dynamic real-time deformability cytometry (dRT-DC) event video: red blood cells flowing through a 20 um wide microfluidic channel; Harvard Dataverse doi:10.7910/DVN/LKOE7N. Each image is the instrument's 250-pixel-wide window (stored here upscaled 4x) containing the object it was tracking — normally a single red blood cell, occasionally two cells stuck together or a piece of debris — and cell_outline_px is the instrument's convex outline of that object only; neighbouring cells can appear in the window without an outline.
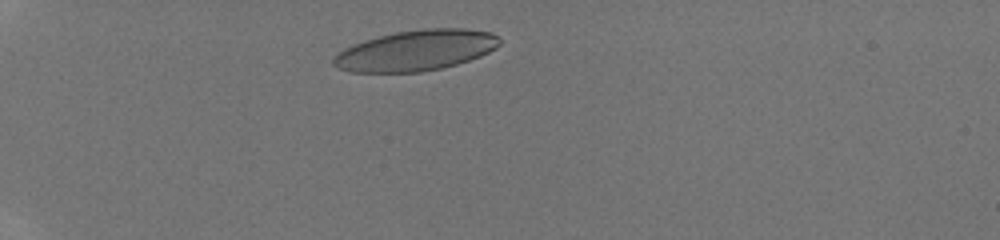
{"species": "human", "species_latin": "Homo sapiens", "temperature_condition": "room temperature", "stored_images_in_passage": 33, "camera_frame_rate_fps": 3000, "um_per_image_px": 0.085, "donor": {"sex": "male"}, "frame": {"image": 1, "passage_image": 4, "time_ms": 1.0, "image_size_px": [1000, 240], "cell_outline_px": [[500, 44], [496, 48], [480, 56], [456, 64], [440, 68], [420, 72], [352, 72], [336, 68], [332, 64], [332, 56], [344, 48], [352, 44], [364, 40], [396, 32], [424, 28], [464, 28], [492, 32], [500, 36]], "centroid_in_image_um": [35.34, 4.28], "position_along_channel_um": 49.7, "area_um2": 39.54}}
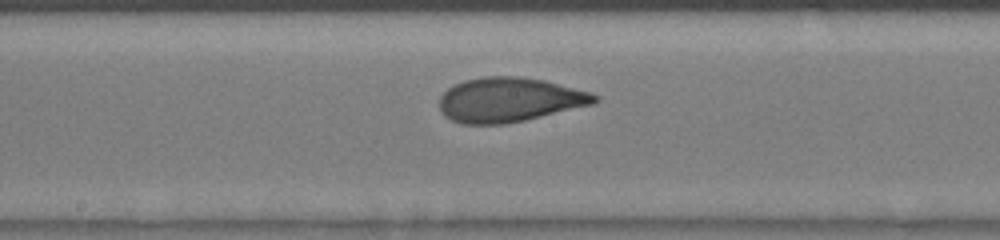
{"frame": {"image": 2, "passage_image": 17, "time_ms": 5.333, "image_size_px": [1000, 240], "cell_outline_px": [[600, 100], [592, 104], [524, 120], [504, 124], [460, 124], [444, 116], [440, 112], [440, 96], [452, 84], [464, 80], [484, 76], [520, 76], [544, 80], [592, 92], [600, 96]], "centroid_in_image_um": [43.28, 8.47], "position_along_channel_um": 204.9, "area_um2": 40.4}}
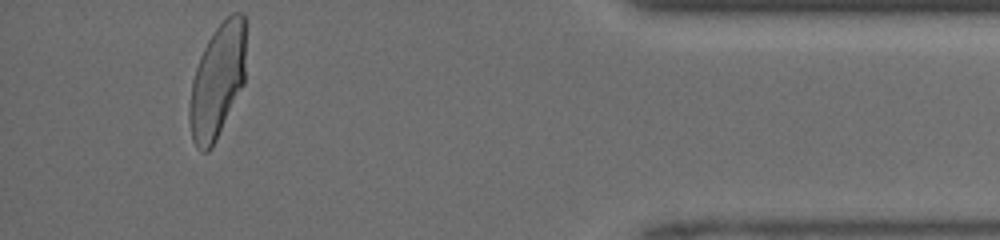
{"frame": {"image": 3, "passage_image": 33, "time_ms": 10.667, "image_size_px": [1000, 240], "cell_outline_px": [[244, 84], [212, 148], [208, 152], [200, 152], [196, 148], [192, 140], [188, 120], [188, 108], [192, 80], [200, 56], [208, 40], [216, 28], [232, 12], [244, 12]], "centroid_in_image_um": [18.45, 6.95], "position_along_channel_um": 416.8, "area_um2": 37.45}}